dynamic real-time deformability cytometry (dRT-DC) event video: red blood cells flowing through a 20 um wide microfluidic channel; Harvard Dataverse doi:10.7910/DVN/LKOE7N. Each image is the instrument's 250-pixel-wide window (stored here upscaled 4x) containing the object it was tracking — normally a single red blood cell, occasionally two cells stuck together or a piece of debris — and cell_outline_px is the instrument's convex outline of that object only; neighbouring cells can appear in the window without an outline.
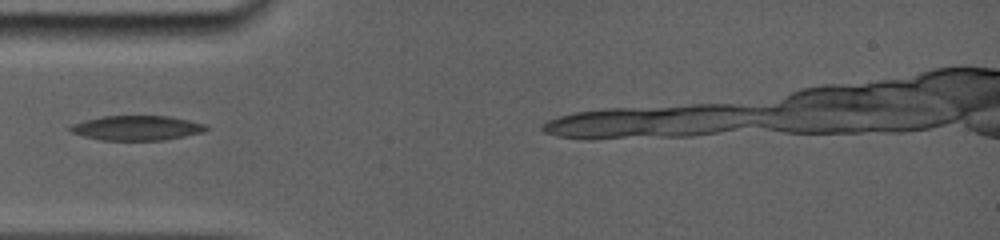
{"species": "common noctule bat (a hibernating species)", "species_latin": "Nyctalus noctula", "temperature_condition": "room temperature", "stored_images_in_passage": 31, "camera_frame_rate_fps": 5000, "um_per_image_px": 0.085, "animal": {"sex": "female", "body_mass_g": 19.0, "forearm_length_mm": 56.7}, "frame": {"image": 1, "passage_image": 1, "time_ms": 0.0, "image_size_px": [1000, 240], "cell_outline_px": [[208, 128], [204, 132], [164, 140], [100, 140], [84, 136], [72, 132], [68, 128], [72, 124], [84, 120], [104, 116], [168, 116], [208, 124]], "centroid_in_image_um": [11.65, 10.87], "position_along_channel_um": 73.4, "area_um2": 19.54}}
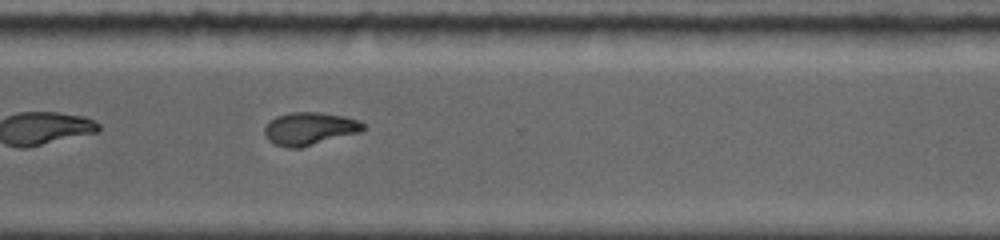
{"frame": {"image": 2, "passage_image": 22, "time_ms": 7.0, "image_size_px": [1000, 240], "cell_outline_px": [[364, 128], [360, 132], [300, 148], [288, 148], [276, 144], [268, 140], [264, 132], [264, 128], [276, 116], [292, 112], [320, 112], [344, 116], [360, 120], [364, 124]], "centroid_in_image_um": [26.33, 10.93], "position_along_channel_um": 344.3, "area_um2": 18.73}}